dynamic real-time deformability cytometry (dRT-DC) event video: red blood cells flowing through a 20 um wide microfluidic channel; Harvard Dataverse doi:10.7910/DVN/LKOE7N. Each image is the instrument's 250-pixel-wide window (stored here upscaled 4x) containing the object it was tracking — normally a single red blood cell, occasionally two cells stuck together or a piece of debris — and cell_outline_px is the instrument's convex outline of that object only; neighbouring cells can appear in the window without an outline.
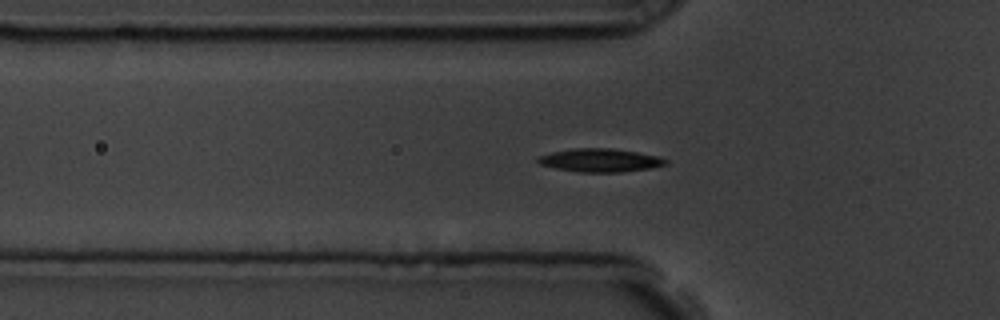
{"species": "common noctule bat (a hibernating species)", "species_latin": "Nyctalus noctula", "temperature_condition": "room temperature", "stored_images_in_passage": 41, "camera_frame_rate_fps": 3000, "um_per_image_px": 0.085, "animal": {"sex": "male", "body_mass_g": 19.5, "forearm_length_mm": 54.6}, "frame": {"image": 1, "passage_image": 2, "time_ms": 0.333, "image_size_px": [1000, 320], "cell_outline_px": [[668, 164], [652, 168], [620, 172], [580, 172], [556, 168], [540, 164], [536, 160], [536, 156], [552, 152], [572, 148], [612, 148], [660, 156], [668, 160]], "centroid_in_image_um": [51.02, 13.62], "position_along_channel_um": 74.8, "area_um2": 17.46}}
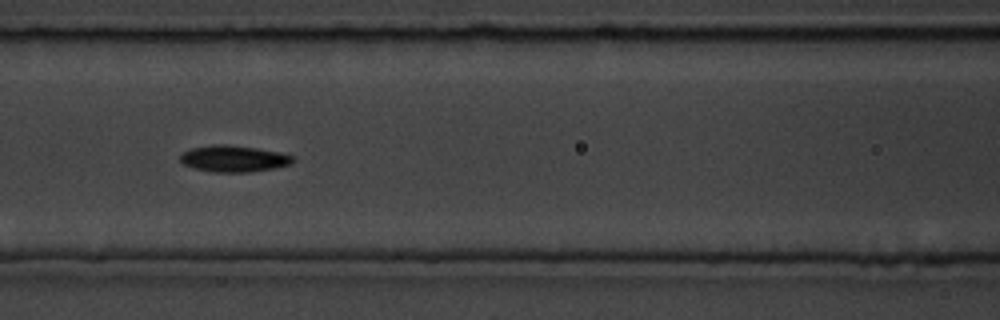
{"frame": {"image": 2, "passage_image": 8, "time_ms": 2.333, "image_size_px": [1000, 320], "cell_outline_px": [[296, 160], [292, 164], [276, 168], [248, 172], [212, 172], [192, 168], [184, 164], [180, 160], [180, 156], [184, 152], [192, 148], [212, 144], [228, 144], [256, 148], [280, 152], [296, 156]], "centroid_in_image_um": [19.92, 13.49], "position_along_channel_um": 146.7, "area_um2": 17.63}}
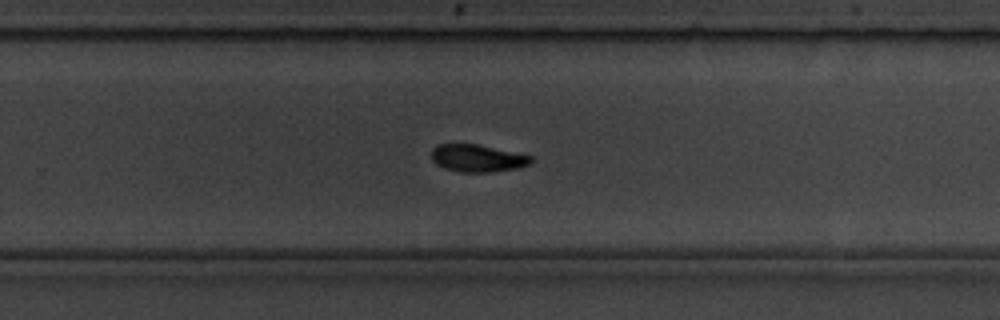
{"frame": {"image": 3, "passage_image": 20, "time_ms": 6.333, "image_size_px": [1000, 320], "cell_outline_px": [[532, 164], [516, 168], [488, 172], [460, 172], [444, 168], [436, 164], [432, 160], [432, 148], [436, 144], [476, 144], [532, 156]], "centroid_in_image_um": [40.56, 13.45], "position_along_channel_um": 289.2, "area_um2": 15.78}, "authors_computed_cell_mechanics": {"area_um2": 16.6464, "velocity_mm_per_s": 3.5733, "shape_relaxation_time_tau1_ms": 3.1748, "shape_relaxation_time_tau2_ms": 9.3837, "deformation_change_tau1": 0.1294, "deformation_change_tau2": 0.1352}}